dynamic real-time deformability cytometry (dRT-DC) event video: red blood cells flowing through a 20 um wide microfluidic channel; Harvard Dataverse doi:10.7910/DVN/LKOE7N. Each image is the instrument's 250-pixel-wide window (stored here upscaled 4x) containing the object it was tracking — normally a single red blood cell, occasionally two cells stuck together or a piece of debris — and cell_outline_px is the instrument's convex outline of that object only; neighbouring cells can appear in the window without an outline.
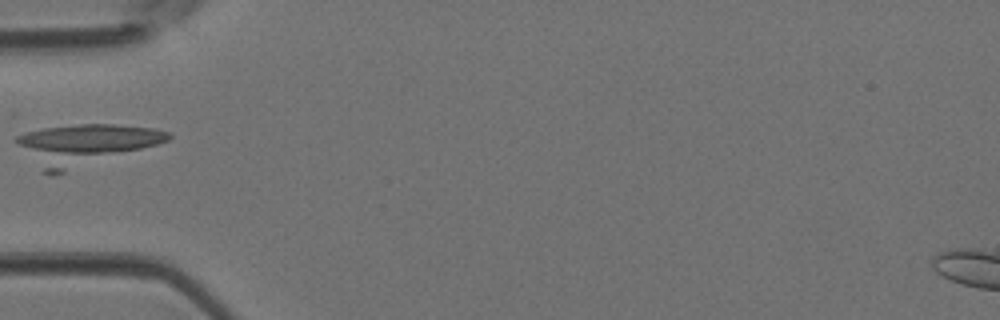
{"species": "Egyptian fruit bat (a non-hibernating species)", "species_latin": "Rousettus aegyptiacus", "temperature_condition": "room temperature", "stored_images_in_passage": 4, "camera_frame_rate_fps": 3000, "um_per_image_px": 0.085, "animal": {"sex": "female"}, "frame": {"image": 1, "passage_image": 4, "time_ms": 1.0, "image_size_px": [1000, 320], "cell_outline_px": [[172, 136], [168, 140], [156, 144], [52, 176], [48, 176], [12, 140], [16, 136], [28, 132], [44, 128], [80, 124], [112, 124], [156, 128], [172, 132]], "centroid_in_image_um": [7.2, 12.28], "position_along_channel_um": 77.8, "area_um2": 35.55}}